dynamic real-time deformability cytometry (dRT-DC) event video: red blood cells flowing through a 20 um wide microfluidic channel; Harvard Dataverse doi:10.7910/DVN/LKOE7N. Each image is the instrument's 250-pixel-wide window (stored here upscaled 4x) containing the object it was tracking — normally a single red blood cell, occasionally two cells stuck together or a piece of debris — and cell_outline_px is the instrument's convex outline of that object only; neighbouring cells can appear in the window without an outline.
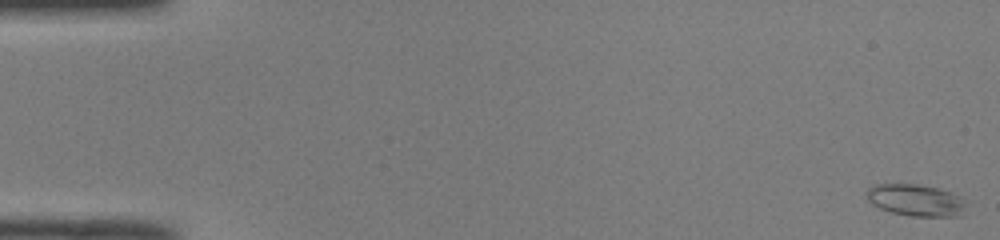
{"species": "common noctule bat (a hibernating species)", "species_latin": "Nyctalus noctula", "temperature_condition": "room temperature", "stored_images_in_passage": 51, "camera_frame_rate_fps": 3000, "um_per_image_px": 0.085, "animal": {"sex": "male", "body_mass_g": 19.0, "forearm_length_mm": 50.8}, "frame": {"image": 1, "passage_image": 1, "time_ms": 0.0, "image_size_px": [1000, 240], "cell_outline_px": [[964, 204], [960, 216], [908, 216], [892, 212], [880, 208], [872, 204], [868, 200], [864, 192], [868, 188], [876, 184], [916, 184], [936, 188], [952, 192], [960, 196], [964, 200]], "centroid_in_image_um": [77.79, 17.01], "position_along_channel_um": 7.2, "area_um2": 18.38}}
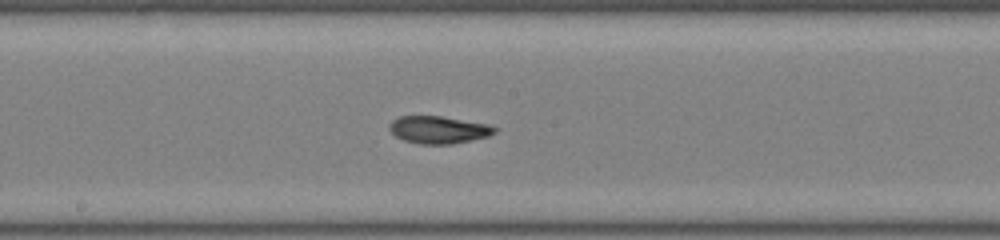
{"frame": {"image": 2, "passage_image": 28, "time_ms": 9.0, "image_size_px": [1000, 240], "cell_outline_px": [[496, 132], [488, 136], [472, 140], [452, 144], [420, 144], [404, 140], [396, 136], [388, 128], [388, 124], [392, 120], [400, 116], [440, 116], [488, 124], [496, 128]], "centroid_in_image_um": [37.26, 11.03], "position_along_channel_um": 210.9, "area_um2": 16.76}}
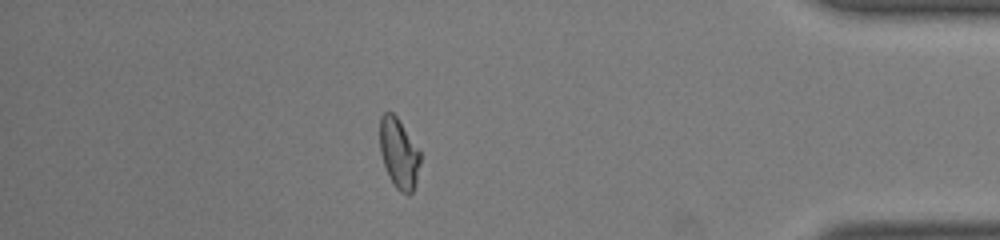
{"frame": {"image": 3, "passage_image": 45, "time_ms": 14.667, "image_size_px": [1000, 240], "cell_outline_px": [[420, 164], [416, 184], [412, 192], [408, 196], [400, 192], [396, 188], [388, 176], [380, 152], [380, 116], [384, 112], [392, 112], [396, 116], [420, 152]], "centroid_in_image_um": [33.9, 13.08], "position_along_channel_um": 401.3, "area_um2": 16.47}, "authors_computed_cell_mechanics": {"area_um2": 17.1088, "velocity_mm_per_s": 4.0148, "shape_relaxation_time_tau1_ms": 10.6256, "shape_relaxation_time_tau2_ms": 2.8024, "deformation_change_tau1": 0.2495, "deformation_change_tau2": 0.0849}}